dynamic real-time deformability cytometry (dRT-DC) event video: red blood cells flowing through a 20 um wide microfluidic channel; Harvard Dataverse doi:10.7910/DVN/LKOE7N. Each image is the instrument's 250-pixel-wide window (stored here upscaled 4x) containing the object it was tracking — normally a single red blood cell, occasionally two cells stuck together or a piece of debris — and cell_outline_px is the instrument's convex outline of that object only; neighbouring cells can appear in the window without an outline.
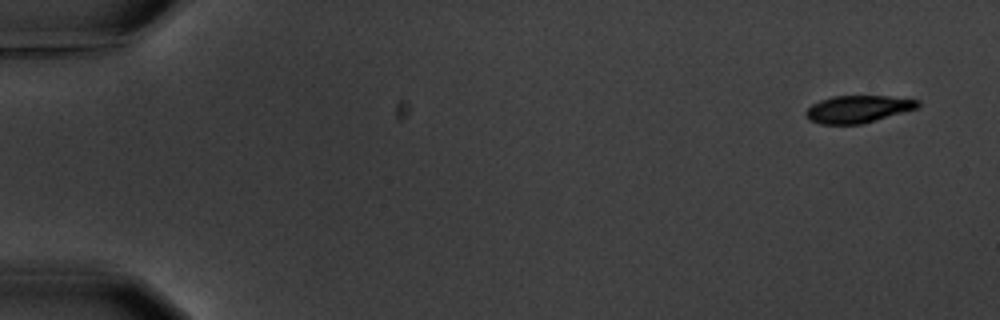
{"species": "common noctule bat (a hibernating species)", "species_latin": "Nyctalus noctula", "temperature_condition": "warm", "stored_images_in_passage": 7, "camera_frame_rate_fps": 3000, "um_per_image_px": 0.085, "animal": {"sex": "male", "body_mass_g": 20.1, "forearm_length_mm": 53.5}, "frame": {"image": 1, "passage_image": 1, "time_ms": 0.0, "image_size_px": [1000, 320], "cell_outline_px": [[920, 108], [864, 124], [820, 124], [808, 120], [804, 112], [812, 104], [820, 100], [832, 96], [888, 96], [920, 100]], "centroid_in_image_um": [72.96, 9.28], "position_along_channel_um": 12.0, "area_um2": 18.15}}
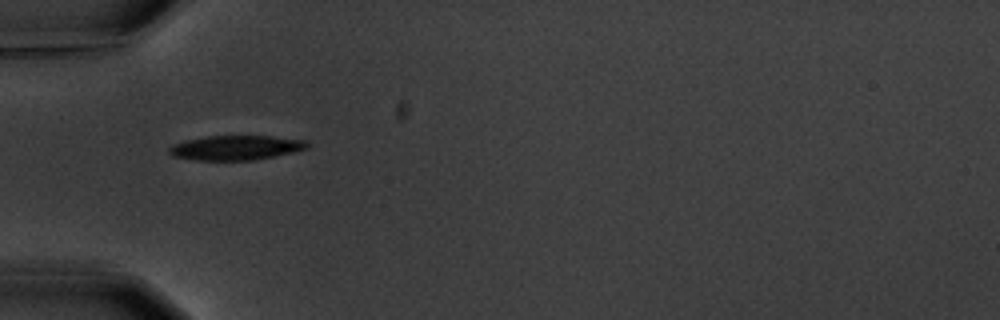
{"frame": {"image": 2, "passage_image": 5, "time_ms": 5.333, "image_size_px": [1000, 320], "cell_outline_px": [[308, 148], [296, 152], [252, 160], [196, 160], [172, 156], [168, 152], [168, 148], [172, 144], [184, 140], [208, 136], [272, 136], [304, 140], [308, 144]], "centroid_in_image_um": [20.02, 12.55], "position_along_channel_um": 65.0, "area_um2": 19.83}}
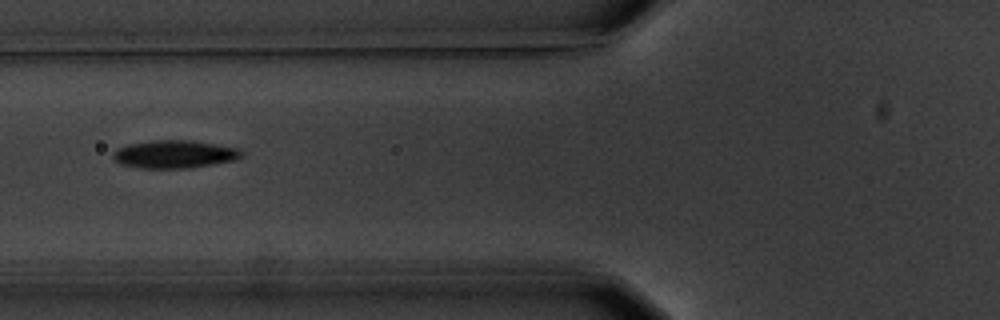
{"frame": {"image": 3, "passage_image": 6, "time_ms": 6.667, "image_size_px": [1000, 320], "cell_outline_px": [[244, 156], [236, 160], [188, 168], [140, 168], [120, 164], [112, 160], [112, 152], [116, 148], [128, 144], [152, 140], [192, 140], [240, 148], [244, 152]], "centroid_in_image_um": [14.82, 13.1], "position_along_channel_um": 111.0, "area_um2": 21.27}}